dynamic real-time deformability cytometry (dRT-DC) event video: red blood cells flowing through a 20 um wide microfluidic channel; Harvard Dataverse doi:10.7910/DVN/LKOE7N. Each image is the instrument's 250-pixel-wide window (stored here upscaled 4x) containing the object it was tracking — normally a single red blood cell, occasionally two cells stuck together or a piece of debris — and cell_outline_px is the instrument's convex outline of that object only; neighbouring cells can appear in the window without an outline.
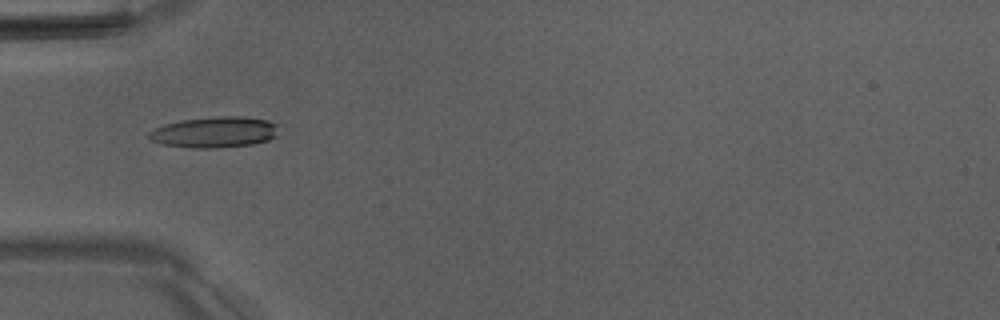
{"species": "Egyptian fruit bat (a non-hibernating species)", "species_latin": "Rousettus aegyptiacus", "temperature_condition": "room temperature", "stored_images_in_passage": 39, "camera_frame_rate_fps": 3000, "um_per_image_px": 0.085, "animal": {"sex": "male"}, "frame": {"image": 1, "passage_image": 17, "time_ms": 5.333, "image_size_px": [1000, 320], "cell_outline_px": [[280, 124], [276, 136], [268, 140], [252, 144], [216, 148], [188, 148], [164, 144], [152, 140], [148, 136], [148, 132], [164, 124], [180, 120], [220, 116], [244, 116], [268, 120]], "centroid_in_image_um": [18.28, 11.23], "position_along_channel_um": 66.7, "area_um2": 23.52}}
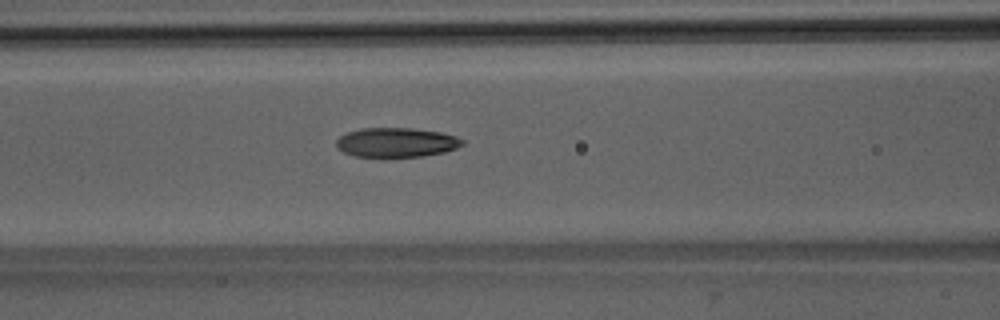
{"frame": {"image": 2, "passage_image": 22, "time_ms": 7.0, "image_size_px": [1000, 320], "cell_outline_px": [[464, 144], [456, 148], [444, 152], [420, 156], [356, 156], [344, 152], [336, 148], [336, 140], [340, 136], [348, 132], [364, 128], [412, 128], [440, 132], [456, 136], [464, 140]], "centroid_in_image_um": [33.7, 12.09], "position_along_channel_um": 132.9, "area_um2": 21.39}}
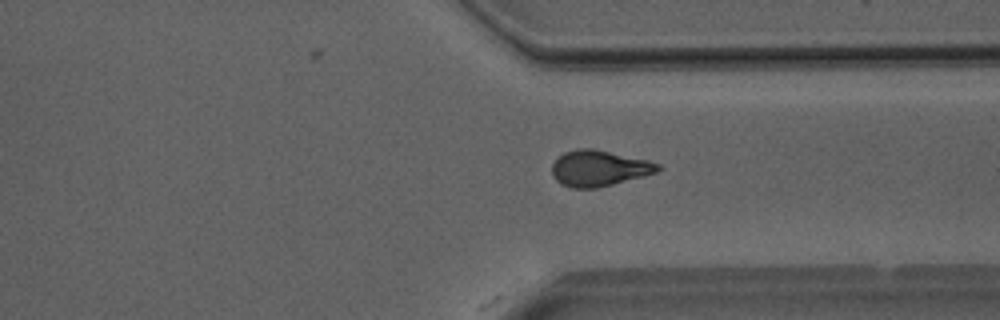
{"frame": {"image": 3, "passage_image": 39, "time_ms": 12.667, "image_size_px": [1000, 320], "cell_outline_px": [[664, 168], [656, 172], [612, 184], [596, 188], [572, 188], [556, 180], [552, 176], [552, 164], [564, 152], [576, 148], [592, 148], [648, 160], [660, 164]], "centroid_in_image_um": [50.91, 14.29], "position_along_channel_um": 360.5, "area_um2": 21.96}}